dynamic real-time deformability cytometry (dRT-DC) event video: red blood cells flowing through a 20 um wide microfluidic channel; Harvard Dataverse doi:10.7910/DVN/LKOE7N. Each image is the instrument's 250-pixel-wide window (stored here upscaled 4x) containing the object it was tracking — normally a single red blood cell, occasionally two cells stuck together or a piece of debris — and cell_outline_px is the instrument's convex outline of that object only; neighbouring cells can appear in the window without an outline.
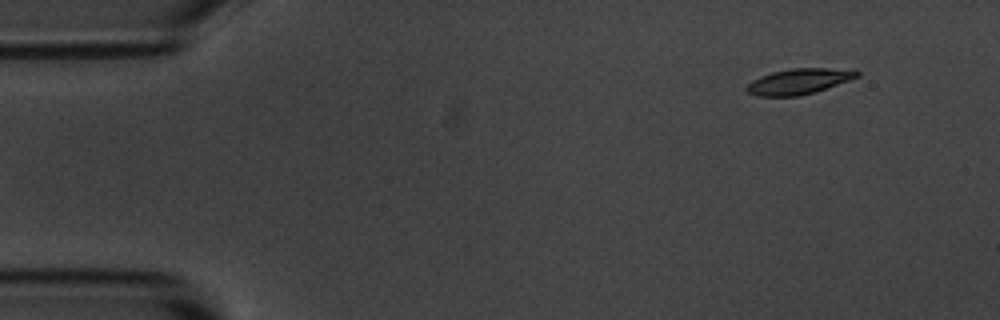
{"species": "common noctule bat (a hibernating species)", "species_latin": "Nyctalus noctula", "temperature_condition": "room temperature", "stored_images_in_passage": 4, "camera_frame_rate_fps": 3000, "um_per_image_px": 0.085, "animal": {"sex": "male", "body_mass_g": 20.1, "forearm_length_mm": 53.5}, "frame": {"image": 1, "passage_image": 1, "time_ms": 0.0, "image_size_px": [1000, 320], "cell_outline_px": [[860, 76], [816, 92], [800, 96], [756, 96], [748, 92], [744, 88], [752, 80], [772, 72], [792, 68], [856, 68], [860, 72]], "centroid_in_image_um": [67.96, 6.91], "position_along_channel_um": 17.0, "area_um2": 16.7}}
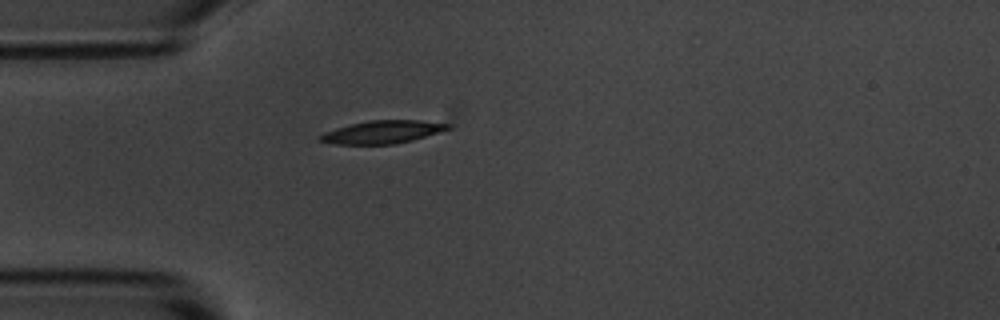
{"frame": {"image": 2, "passage_image": 4, "time_ms": 3.333, "image_size_px": [1000, 320], "cell_outline_px": [[452, 128], [412, 140], [392, 144], [336, 144], [320, 140], [316, 136], [324, 132], [336, 128], [368, 120], [420, 120], [452, 124]], "centroid_in_image_um": [32.52, 11.21], "position_along_channel_um": 52.5, "area_um2": 16.94}}